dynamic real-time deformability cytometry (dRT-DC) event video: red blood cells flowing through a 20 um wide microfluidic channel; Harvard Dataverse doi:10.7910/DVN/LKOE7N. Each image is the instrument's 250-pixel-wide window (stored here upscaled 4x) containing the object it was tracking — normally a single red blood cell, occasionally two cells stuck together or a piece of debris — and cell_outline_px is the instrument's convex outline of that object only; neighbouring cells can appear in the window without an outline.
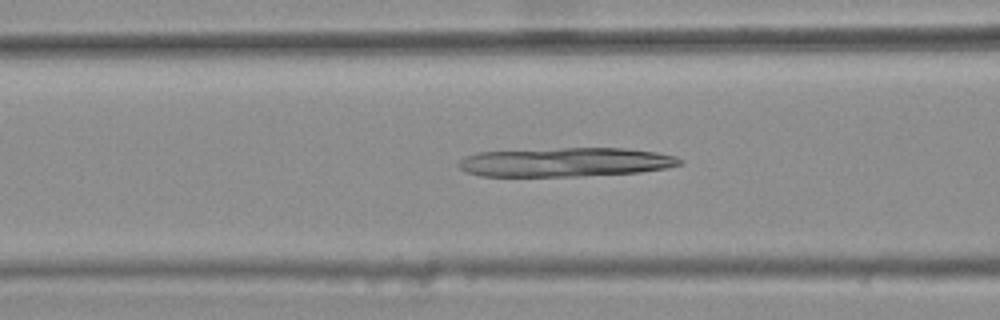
{"species": "common noctule bat (a hibernating species)", "species_latin": "Nyctalus noctula", "temperature_condition": "warm", "stored_images_in_passage": 45, "camera_frame_rate_fps": 3000, "um_per_image_px": 0.085, "animal": {"sex": "female", "body_mass_g": 25.1}, "frame": {"image": 1, "passage_image": 19, "time_ms": 6.0, "image_size_px": [1000, 320], "cell_outline_px": [[684, 164], [668, 168], [640, 172], [584, 176], [480, 176], [468, 172], [460, 168], [456, 164], [464, 156], [476, 152], [560, 148], [624, 148], [656, 152], [676, 156]], "centroid_in_image_um": [48.07, 13.78], "position_along_channel_um": 118.5, "area_um2": 37.69}}
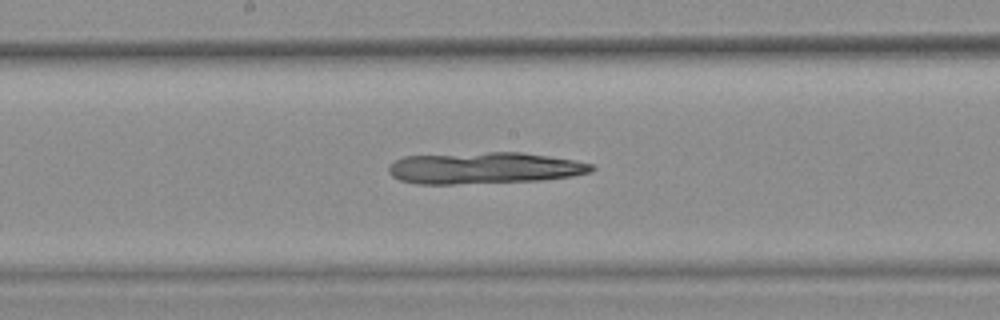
{"frame": {"image": 2, "passage_image": 26, "time_ms": 8.333, "image_size_px": [1000, 320], "cell_outline_px": [[596, 168], [592, 172], [572, 176], [540, 180], [456, 184], [416, 184], [400, 180], [392, 176], [388, 172], [388, 168], [396, 160], [404, 156], [488, 152], [520, 152], [548, 156], [572, 160], [592, 164]], "centroid_in_image_um": [41.15, 14.28], "position_along_channel_um": 207.1, "area_um2": 37.22}}
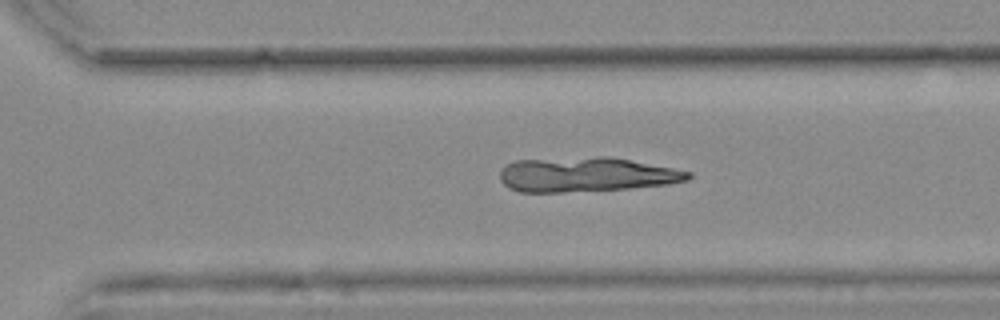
{"frame": {"image": 3, "passage_image": 35, "time_ms": 11.333, "image_size_px": [1000, 320], "cell_outline_px": [[692, 176], [688, 180], [668, 184], [628, 188], [564, 192], [520, 192], [508, 188], [500, 180], [500, 172], [508, 164], [516, 160], [596, 156], [612, 156], [692, 172]], "centroid_in_image_um": [49.83, 14.83], "position_along_channel_um": 320.8, "area_um2": 37.97}}